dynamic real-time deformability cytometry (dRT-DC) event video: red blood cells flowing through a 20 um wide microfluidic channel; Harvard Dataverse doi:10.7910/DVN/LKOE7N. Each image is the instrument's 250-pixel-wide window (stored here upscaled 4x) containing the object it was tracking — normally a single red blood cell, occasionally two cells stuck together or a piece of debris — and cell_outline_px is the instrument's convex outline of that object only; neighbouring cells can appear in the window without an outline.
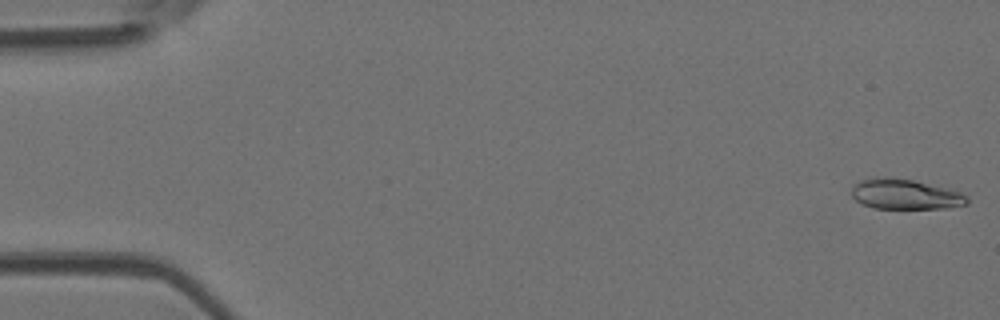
{"species": "Egyptian fruit bat (a non-hibernating species)", "species_latin": "Rousettus aegyptiacus", "temperature_condition": "room temperature", "stored_images_in_passage": 48, "camera_frame_rate_fps": 3000, "um_per_image_px": 0.085, "animal": {"sex": "female"}, "frame": {"image": 1, "passage_image": 1, "time_ms": 0.0, "image_size_px": [1000, 320], "cell_outline_px": [[968, 204], [948, 208], [872, 208], [856, 200], [852, 196], [852, 188], [860, 180], [872, 176], [892, 176], [912, 180], [960, 192], [968, 196]], "centroid_in_image_um": [76.91, 16.5], "position_along_channel_um": 8.1, "area_um2": 20.35}}
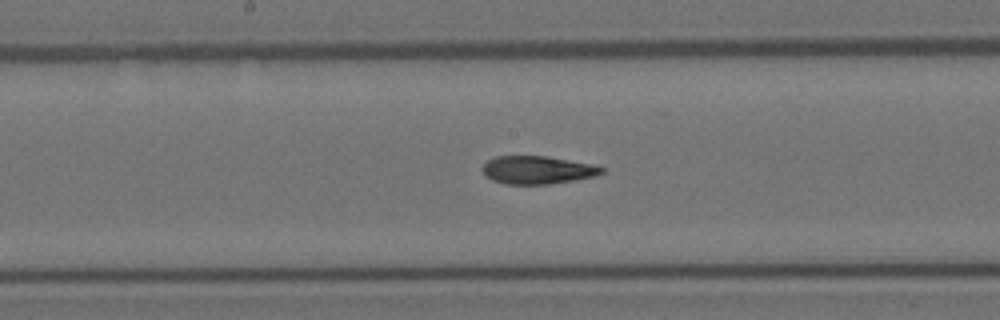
{"frame": {"image": 2, "passage_image": 25, "time_ms": 8.0, "image_size_px": [1000, 320], "cell_outline_px": [[604, 172], [596, 176], [576, 180], [548, 184], [508, 184], [492, 180], [480, 168], [488, 160], [496, 156], [548, 156], [592, 164], [604, 168]], "centroid_in_image_um": [45.7, 14.44], "position_along_channel_um": 202.5, "area_um2": 19.42}}
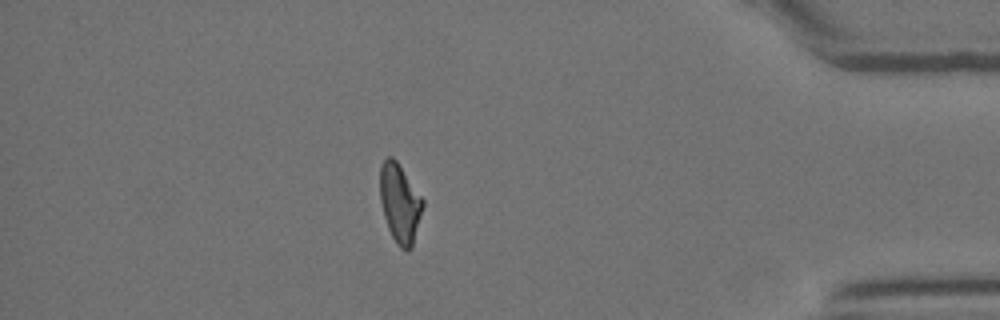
{"frame": {"image": 3, "passage_image": 42, "time_ms": 13.667, "image_size_px": [1000, 320], "cell_outline_px": [[424, 204], [412, 248], [408, 252], [400, 248], [396, 244], [388, 228], [384, 216], [380, 200], [380, 164], [388, 156], [392, 156], [396, 160], [424, 200]], "centroid_in_image_um": [33.98, 17.29], "position_along_channel_um": 401.2, "area_um2": 19.71}, "authors_computed_cell_mechanics": {"area_um2": 20.0566, "velocity_mm_per_s": 4.2099, "shape_relaxation_time_tau1_ms": 4.9292, "shape_relaxation_time_tau2_ms": 3.0116, "deformation_change_tau1": 0.1891, "deformation_change_tau2": 0.1053}}